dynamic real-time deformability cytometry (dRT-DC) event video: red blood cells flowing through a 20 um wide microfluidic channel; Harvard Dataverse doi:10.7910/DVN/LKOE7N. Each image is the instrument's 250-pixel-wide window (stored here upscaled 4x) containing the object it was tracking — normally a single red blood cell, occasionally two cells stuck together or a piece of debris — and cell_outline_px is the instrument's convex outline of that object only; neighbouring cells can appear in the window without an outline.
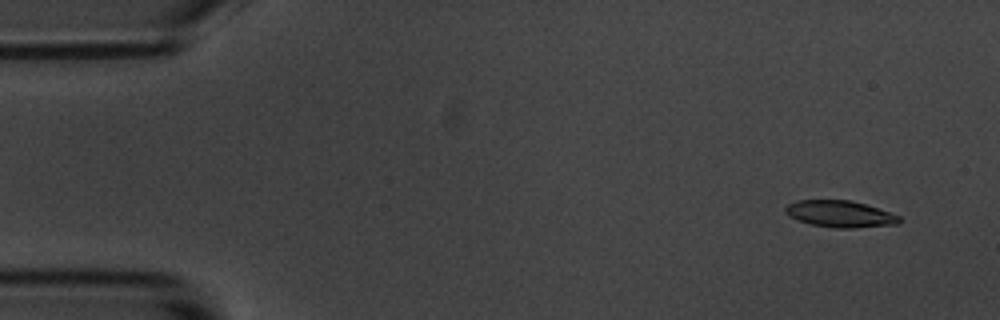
{"species": "common noctule bat (a hibernating species)", "species_latin": "Nyctalus noctula", "temperature_condition": "room temperature", "stored_images_in_passage": 8, "camera_frame_rate_fps": 3000, "um_per_image_px": 0.085, "animal": {"sex": "male", "body_mass_g": 20.1, "forearm_length_mm": 53.5}, "frame": {"image": 1, "passage_image": 1, "time_ms": 0.0, "image_size_px": [1000, 320], "cell_outline_px": [[900, 220], [896, 224], [856, 228], [836, 228], [812, 224], [800, 220], [784, 212], [784, 208], [788, 204], [796, 200], [852, 200], [900, 216]], "centroid_in_image_um": [71.39, 18.18], "position_along_channel_um": 13.6, "area_um2": 17.4}}
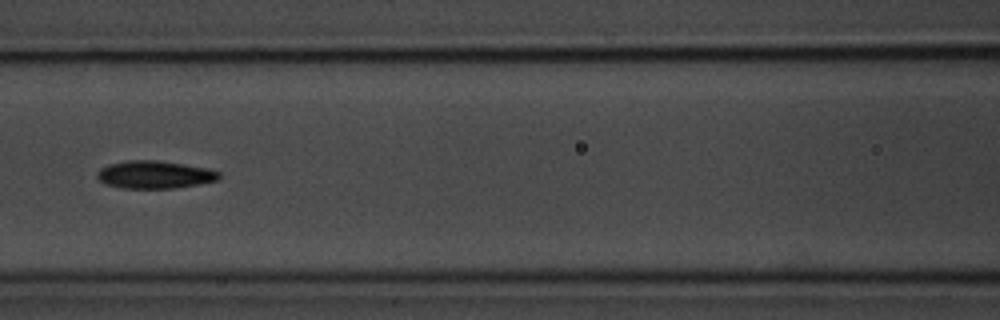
{"frame": {"image": 2, "passage_image": 7, "time_ms": 7.0, "image_size_px": [1000, 320], "cell_outline_px": [[220, 176], [216, 180], [200, 184], [172, 188], [124, 188], [104, 184], [96, 176], [96, 172], [100, 168], [108, 164], [128, 160], [156, 160], [184, 164], [208, 168], [220, 172]], "centroid_in_image_um": [13.12, 14.84], "position_along_channel_um": 153.5, "area_um2": 19.71}}
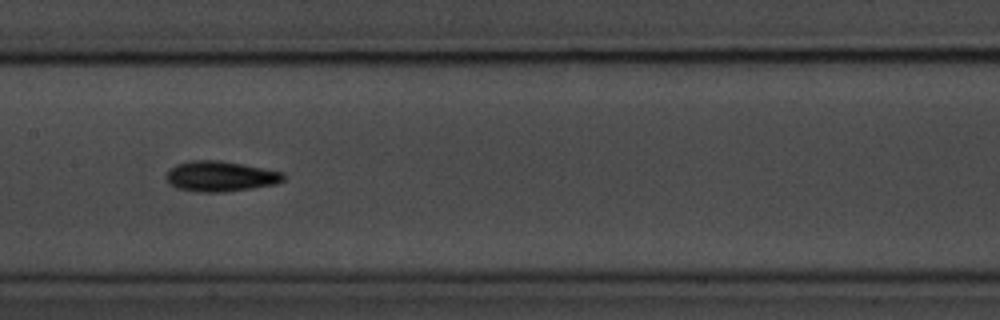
{"frame": {"image": 3, "passage_image": 8, "time_ms": 8.0, "image_size_px": [1000, 320], "cell_outline_px": [[284, 180], [276, 184], [252, 188], [224, 192], [196, 192], [176, 188], [168, 184], [164, 176], [176, 164], [188, 160], [220, 160], [264, 168], [284, 172]], "centroid_in_image_um": [18.7, 14.99], "position_along_channel_um": 188.7, "area_um2": 20.98}}